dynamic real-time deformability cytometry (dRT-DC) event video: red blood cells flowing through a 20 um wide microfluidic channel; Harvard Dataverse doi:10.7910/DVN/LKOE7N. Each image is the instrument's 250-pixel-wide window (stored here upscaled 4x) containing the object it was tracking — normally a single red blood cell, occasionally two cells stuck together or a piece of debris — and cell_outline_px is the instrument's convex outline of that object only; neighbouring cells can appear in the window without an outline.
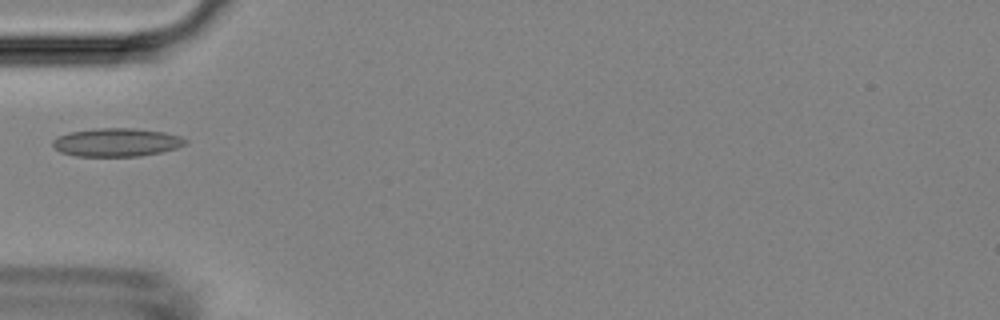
{"species": "Egyptian fruit bat (a non-hibernating species)", "species_latin": "Rousettus aegyptiacus", "temperature_condition": "room temperature", "stored_images_in_passage": 4, "camera_frame_rate_fps": 3000, "um_per_image_px": 0.085, "animal": {"sex": "female"}, "frame": {"image": 1, "passage_image": 4, "time_ms": 5.0, "image_size_px": [1000, 320], "cell_outline_px": [[188, 144], [176, 148], [160, 152], [140, 156], [76, 156], [60, 152], [52, 144], [52, 140], [56, 136], [68, 132], [96, 128], [132, 128], [164, 132], [180, 136], [188, 140]], "centroid_in_image_um": [9.9, 12.09], "position_along_channel_um": 75.1, "area_um2": 22.02}}